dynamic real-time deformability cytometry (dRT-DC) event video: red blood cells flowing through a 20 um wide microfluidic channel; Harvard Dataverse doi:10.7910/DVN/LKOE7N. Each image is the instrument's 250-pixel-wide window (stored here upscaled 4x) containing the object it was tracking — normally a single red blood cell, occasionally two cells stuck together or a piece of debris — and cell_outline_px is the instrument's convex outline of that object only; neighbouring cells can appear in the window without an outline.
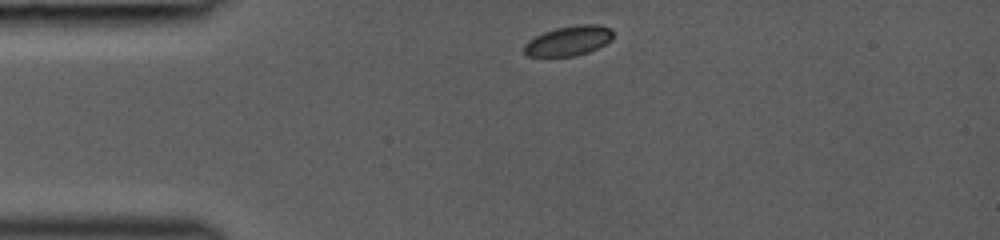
{"species": "common noctule bat (a hibernating species)", "species_latin": "Nyctalus noctula", "temperature_condition": "room temperature", "stored_images_in_passage": 32, "camera_frame_rate_fps": 3000, "um_per_image_px": 0.085, "animal": {"sex": "female", "body_mass_g": 19.0, "forearm_length_mm": 53.3}, "frame": {"image": 1, "passage_image": 1, "time_ms": 0.0, "image_size_px": [1000, 240], "cell_outline_px": [[612, 40], [588, 52], [576, 56], [528, 56], [524, 52], [524, 44], [528, 40], [544, 32], [556, 28], [580, 24], [596, 24], [612, 28]], "centroid_in_image_um": [48.33, 3.46], "position_along_channel_um": 36.7, "area_um2": 15.37}}
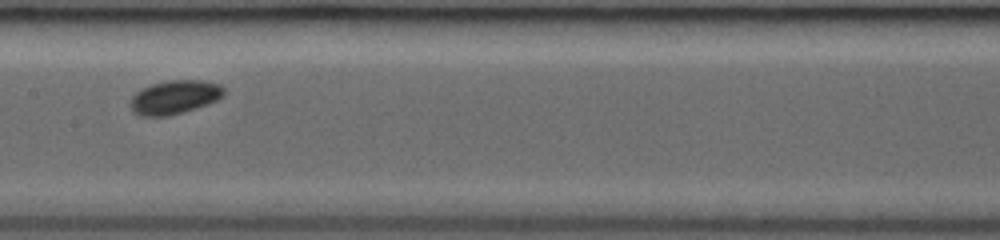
{"frame": {"image": 2, "passage_image": 14, "time_ms": 4.333, "image_size_px": [1000, 240], "cell_outline_px": [[224, 96], [208, 104], [184, 112], [168, 116], [140, 116], [132, 112], [128, 104], [132, 96], [136, 92], [152, 84], [168, 80], [200, 80], [220, 84], [224, 88]], "centroid_in_image_um": [14.82, 8.27], "position_along_channel_um": 192.6, "area_um2": 18.55}}
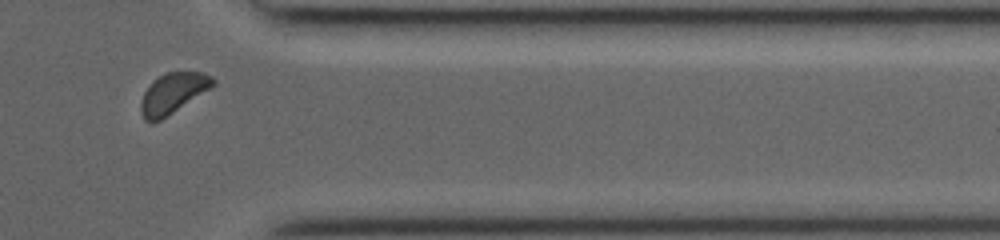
{"frame": {"image": 3, "passage_image": 28, "time_ms": 9.0, "image_size_px": [1000, 240], "cell_outline_px": [[216, 84], [212, 88], [160, 120], [152, 124], [144, 120], [140, 112], [140, 104], [144, 92], [152, 80], [168, 72], [204, 72], [212, 76], [216, 80]], "centroid_in_image_um": [14.71, 7.93], "position_along_channel_um": 396.7, "area_um2": 17.17}}